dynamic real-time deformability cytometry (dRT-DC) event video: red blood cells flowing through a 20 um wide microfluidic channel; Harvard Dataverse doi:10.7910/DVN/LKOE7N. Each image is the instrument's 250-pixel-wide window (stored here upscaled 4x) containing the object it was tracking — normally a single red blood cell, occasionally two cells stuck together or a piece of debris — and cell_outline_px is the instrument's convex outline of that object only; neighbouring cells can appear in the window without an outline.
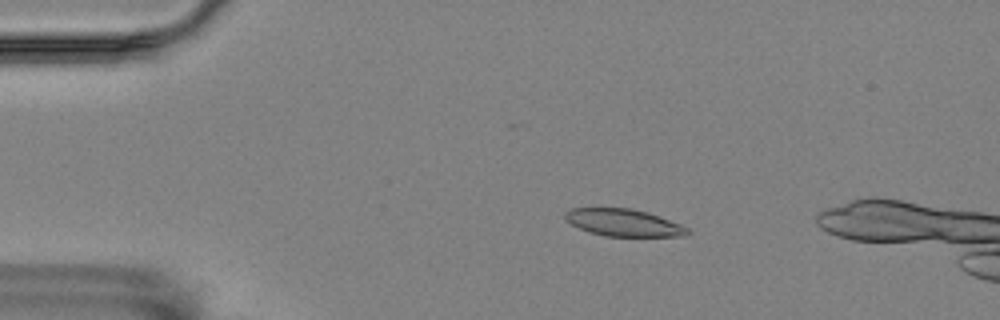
{"species": "Egyptian fruit bat (a non-hibernating species)", "species_latin": "Rousettus aegyptiacus", "temperature_condition": "room temperature", "stored_images_in_passage": 57, "camera_frame_rate_fps": 3000, "um_per_image_px": 0.085, "animal": {"sex": "female"}, "frame": {"image": 1, "passage_image": 10, "time_ms": 3.0, "image_size_px": [1000, 320], "cell_outline_px": [[692, 232], [688, 236], [604, 236], [588, 232], [564, 220], [564, 212], [572, 208], [632, 208], [648, 212], [660, 216], [680, 224], [688, 228]], "centroid_in_image_um": [53.02, 18.92], "position_along_channel_um": 32.0, "area_um2": 19.59}}
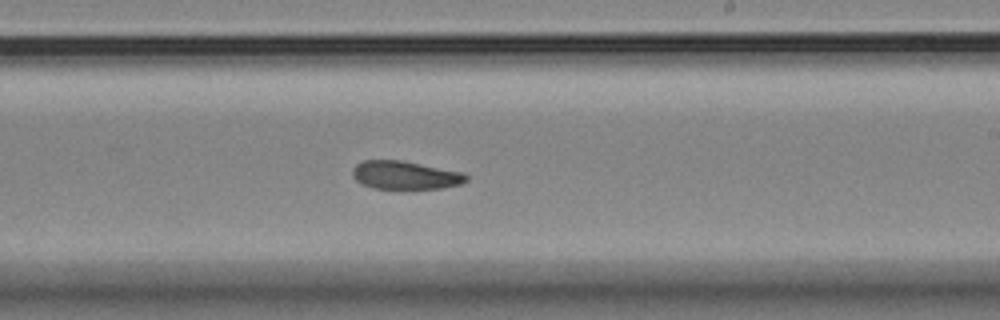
{"frame": {"image": 2, "passage_image": 33, "time_ms": 10.667, "image_size_px": [1000, 320], "cell_outline_px": [[468, 180], [460, 184], [440, 188], [372, 188], [360, 184], [352, 176], [352, 168], [356, 164], [364, 160], [400, 160], [464, 172], [468, 176]], "centroid_in_image_um": [34.42, 14.88], "position_along_channel_um": 254.6, "area_um2": 18.73}}
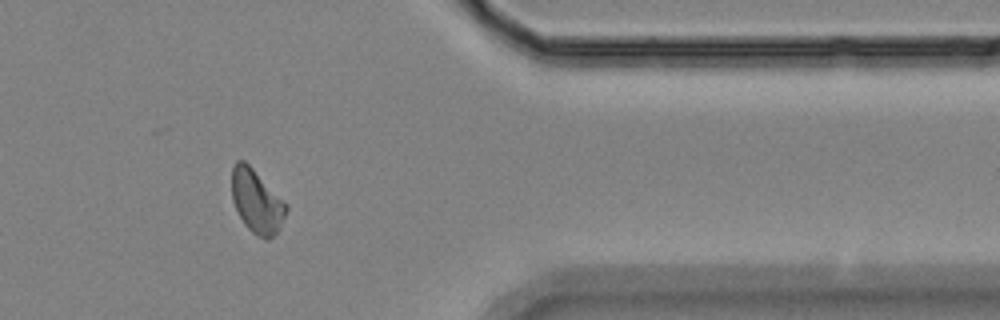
{"frame": {"image": 3, "passage_image": 46, "time_ms": 15.0, "image_size_px": [1000, 320], "cell_outline_px": [[288, 208], [276, 232], [268, 240], [264, 240], [256, 236], [244, 224], [232, 200], [232, 164], [236, 160], [244, 160], [288, 204]], "centroid_in_image_um": [21.8, 17.11], "position_along_channel_um": 389.6, "area_um2": 19.94}}